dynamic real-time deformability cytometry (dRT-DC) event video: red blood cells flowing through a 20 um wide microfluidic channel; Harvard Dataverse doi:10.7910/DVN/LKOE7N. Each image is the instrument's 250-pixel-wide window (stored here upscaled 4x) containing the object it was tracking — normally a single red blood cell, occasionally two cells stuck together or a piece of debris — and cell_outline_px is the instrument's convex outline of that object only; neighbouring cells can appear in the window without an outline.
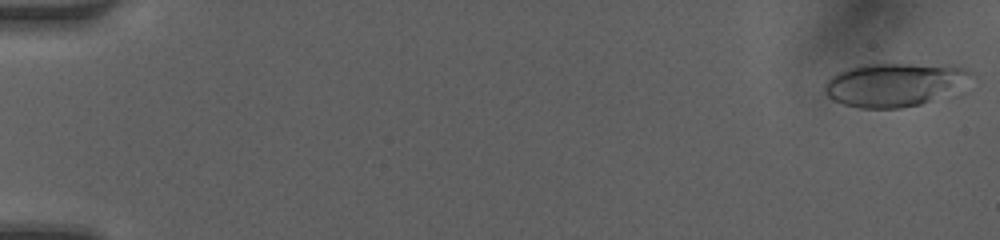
{"species": "human", "species_latin": "Homo sapiens", "temperature_condition": "room temperature", "stored_images_in_passage": 14, "camera_frame_rate_fps": 3000, "um_per_image_px": 0.085, "donor": {"sex": "female"}, "frame": {"image": 1, "passage_image": 1, "time_ms": 0.0, "image_size_px": [1000, 240], "cell_outline_px": [[976, 76], [920, 104], [900, 108], [860, 108], [844, 104], [832, 100], [824, 92], [824, 84], [832, 76], [840, 72], [864, 64], [900, 64], [968, 68]], "centroid_in_image_um": [75.9, 7.19], "position_along_channel_um": 9.1, "area_um2": 35.66}}
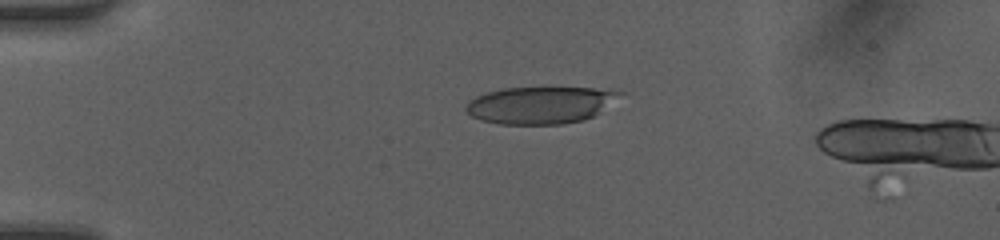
{"frame": {"image": 2, "passage_image": 12, "time_ms": 3.667, "image_size_px": [1000, 240], "cell_outline_px": [[624, 92], [592, 116], [584, 120], [564, 124], [500, 124], [480, 120], [472, 116], [464, 108], [468, 100], [476, 96], [488, 92], [504, 88], [592, 88]], "centroid_in_image_um": [45.85, 8.94], "position_along_channel_um": 39.2, "area_um2": 32.77}}